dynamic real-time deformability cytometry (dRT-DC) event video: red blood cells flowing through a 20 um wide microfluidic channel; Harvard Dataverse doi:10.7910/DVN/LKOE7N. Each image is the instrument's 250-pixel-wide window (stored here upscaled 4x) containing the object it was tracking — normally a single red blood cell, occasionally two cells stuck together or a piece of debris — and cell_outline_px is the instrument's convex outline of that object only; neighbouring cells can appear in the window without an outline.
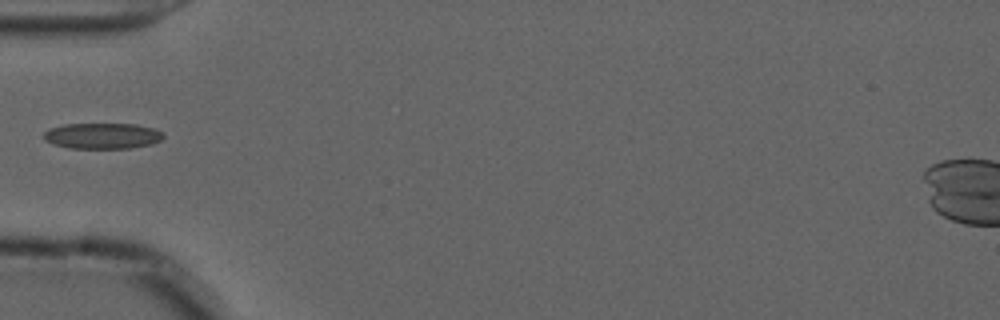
{"species": "common noctule bat (a hibernating species)", "species_latin": "Nyctalus noctula", "temperature_condition": "cold", "stored_images_in_passage": 6, "camera_frame_rate_fps": 3000, "um_per_image_px": 0.085, "animal": {"sex": "male", "forearm_length_mm": 52.5}, "frame": {"image": 1, "passage_image": 1, "time_ms": 0.0, "image_size_px": [1000, 320], "cell_outline_px": [[164, 136], [160, 140], [152, 144], [128, 148], [68, 148], [44, 140], [44, 132], [48, 128], [64, 124], [136, 124], [152, 128], [160, 132]], "centroid_in_image_um": [8.67, 11.54], "position_along_channel_um": 76.3, "area_um2": 17.86}}
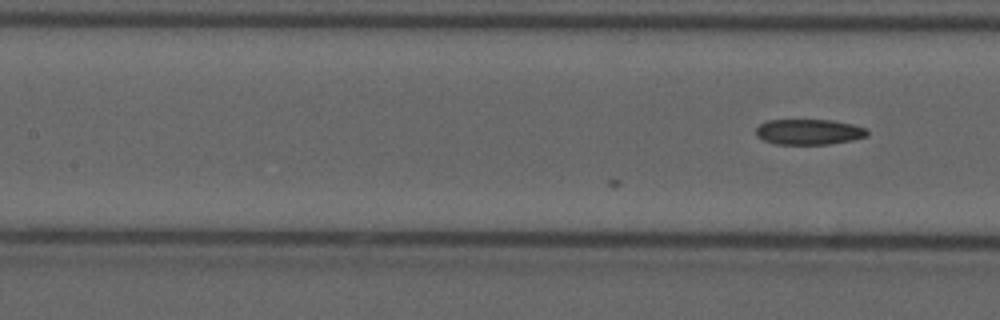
{"frame": {"image": 2, "passage_image": 6, "time_ms": 1.667, "image_size_px": [1000, 320], "cell_outline_px": [[868, 136], [852, 140], [828, 144], [776, 144], [764, 140], [756, 136], [756, 128], [760, 124], [768, 120], [832, 120], [852, 124], [868, 128]], "centroid_in_image_um": [68.78, 11.21], "position_along_channel_um": 138.6, "area_um2": 16.59}}